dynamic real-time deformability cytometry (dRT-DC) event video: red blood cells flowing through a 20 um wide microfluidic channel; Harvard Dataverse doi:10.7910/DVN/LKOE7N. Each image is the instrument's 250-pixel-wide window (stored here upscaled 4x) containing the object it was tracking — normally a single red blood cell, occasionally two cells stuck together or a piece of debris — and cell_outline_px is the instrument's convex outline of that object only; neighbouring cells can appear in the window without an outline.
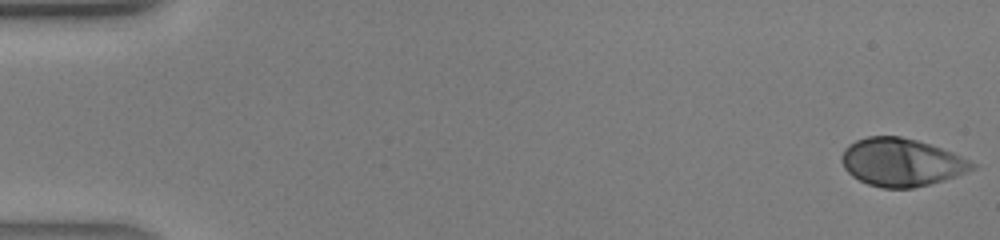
{"species": "human", "species_latin": "Homo sapiens", "temperature_condition": "warm", "stored_images_in_passage": 42, "camera_frame_rate_fps": 3000, "um_per_image_px": 0.085, "donor": {"sex": "male"}, "frame": {"image": 1, "passage_image": 1, "time_ms": 0.0, "image_size_px": [1000, 240], "cell_outline_px": [[976, 168], [956, 176], [944, 180], [912, 188], [880, 188], [868, 184], [852, 176], [844, 168], [840, 160], [840, 156], [844, 148], [848, 144], [856, 140], [868, 136], [900, 136], [916, 140], [952, 152], [976, 164]], "centroid_in_image_um": [76.57, 13.79], "position_along_channel_um": 8.4, "area_um2": 36.36}}
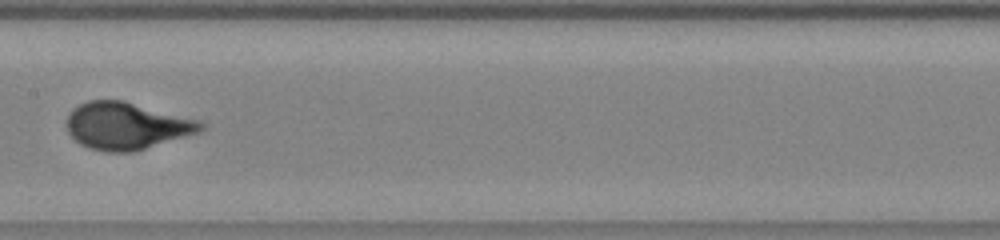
{"frame": {"image": 2, "passage_image": 22, "time_ms": 7.0, "image_size_px": [1000, 240], "cell_outline_px": [[208, 124], [200, 132], [132, 152], [108, 152], [88, 148], [80, 144], [68, 132], [64, 124], [72, 108], [88, 100], [124, 100], [200, 120]], "centroid_in_image_um": [10.76, 10.69], "position_along_channel_um": 196.6, "area_um2": 37.11}}
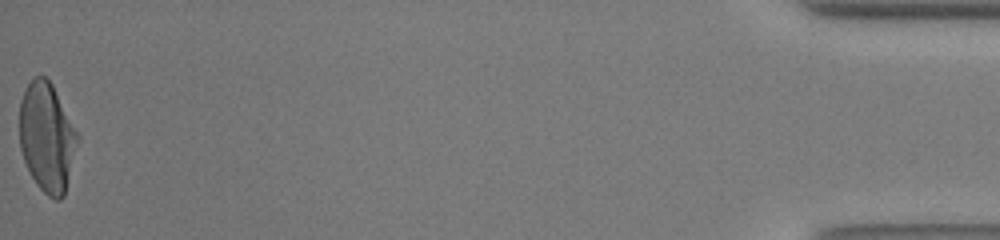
{"frame": {"image": 3, "passage_image": 42, "time_ms": 13.667, "image_size_px": [1000, 240], "cell_outline_px": [[80, 136], [64, 196], [60, 200], [56, 200], [48, 196], [36, 184], [24, 160], [20, 148], [20, 100], [28, 84], [36, 76], [44, 76], [52, 84]], "centroid_in_image_um": [4.01, 11.68], "position_along_channel_um": 431.2, "area_um2": 36.76}}